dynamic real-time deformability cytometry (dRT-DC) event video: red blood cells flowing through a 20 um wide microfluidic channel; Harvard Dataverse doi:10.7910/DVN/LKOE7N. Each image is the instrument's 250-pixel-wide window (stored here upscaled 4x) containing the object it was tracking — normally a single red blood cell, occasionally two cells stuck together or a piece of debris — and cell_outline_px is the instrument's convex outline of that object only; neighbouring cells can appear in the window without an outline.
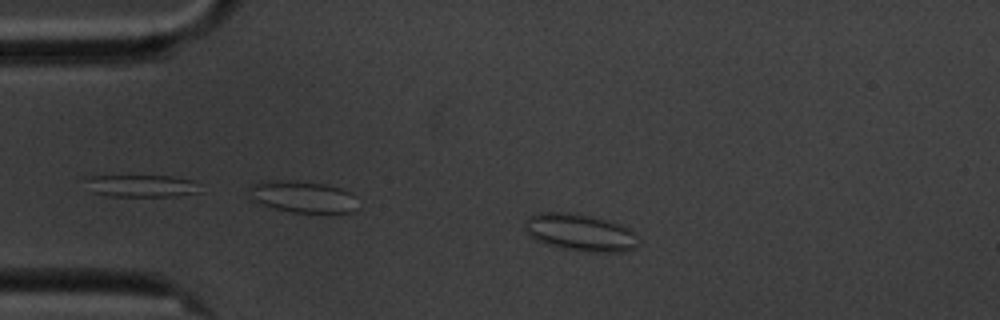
{"species": "common noctule bat (a hibernating species)", "species_latin": "Nyctalus noctula", "temperature_condition": "cold", "stored_images_in_passage": 5, "camera_frame_rate_fps": 3000, "um_per_image_px": 0.085, "animal": {"sex": "male", "body_mass_g": 20.1, "forearm_length_mm": 53.5}, "frame": {"image": 1, "passage_image": 3, "time_ms": 2.0, "image_size_px": [1000, 320], "cell_outline_px": [[640, 240], [632, 248], [624, 252], [588, 252], [564, 248], [548, 244], [536, 240], [528, 236], [524, 228], [524, 220], [528, 216], [540, 212], [568, 212], [588, 216], [620, 224], [632, 228]], "centroid_in_image_um": [49.3, 19.76], "position_along_channel_um": 35.7, "area_um2": 24.68}}
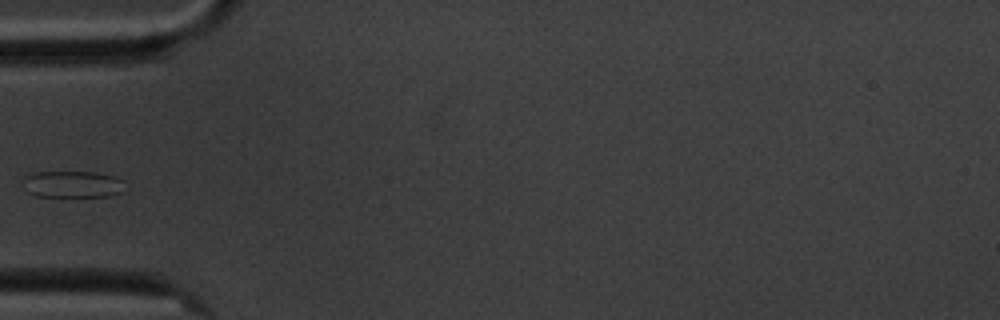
{"frame": {"image": 2, "passage_image": 5, "time_ms": 4.333, "image_size_px": [1000, 320], "cell_outline_px": [[124, 180], [120, 192], [108, 196], [36, 196], [28, 192], [24, 180], [24, 176], [32, 172], [96, 172], [116, 176]], "centroid_in_image_um": [6.16, 15.64], "position_along_channel_um": 78.8, "area_um2": 15.72}}